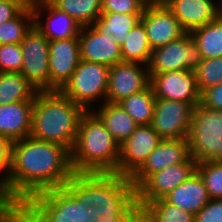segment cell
I'll list each match as a JSON object with an SVG mask.
<instances>
[{
  "label": "cell",
  "instance_id": "obj_1",
  "mask_svg": "<svg viewBox=\"0 0 222 222\" xmlns=\"http://www.w3.org/2000/svg\"><path fill=\"white\" fill-rule=\"evenodd\" d=\"M73 174L68 148L28 136L12 143L9 181L0 194L23 206L40 192L63 187Z\"/></svg>",
  "mask_w": 222,
  "mask_h": 222
},
{
  "label": "cell",
  "instance_id": "obj_2",
  "mask_svg": "<svg viewBox=\"0 0 222 222\" xmlns=\"http://www.w3.org/2000/svg\"><path fill=\"white\" fill-rule=\"evenodd\" d=\"M63 187L92 207L94 222L120 218L136 203L131 179L115 173H74Z\"/></svg>",
  "mask_w": 222,
  "mask_h": 222
},
{
  "label": "cell",
  "instance_id": "obj_3",
  "mask_svg": "<svg viewBox=\"0 0 222 222\" xmlns=\"http://www.w3.org/2000/svg\"><path fill=\"white\" fill-rule=\"evenodd\" d=\"M86 110L59 90L37 91L34 96L30 136L72 150Z\"/></svg>",
  "mask_w": 222,
  "mask_h": 222
},
{
  "label": "cell",
  "instance_id": "obj_4",
  "mask_svg": "<svg viewBox=\"0 0 222 222\" xmlns=\"http://www.w3.org/2000/svg\"><path fill=\"white\" fill-rule=\"evenodd\" d=\"M119 151L120 145L101 119L93 111H86L71 150L74 173H114L118 167Z\"/></svg>",
  "mask_w": 222,
  "mask_h": 222
},
{
  "label": "cell",
  "instance_id": "obj_5",
  "mask_svg": "<svg viewBox=\"0 0 222 222\" xmlns=\"http://www.w3.org/2000/svg\"><path fill=\"white\" fill-rule=\"evenodd\" d=\"M21 222H94L92 207L64 188L40 192L22 206Z\"/></svg>",
  "mask_w": 222,
  "mask_h": 222
},
{
  "label": "cell",
  "instance_id": "obj_6",
  "mask_svg": "<svg viewBox=\"0 0 222 222\" xmlns=\"http://www.w3.org/2000/svg\"><path fill=\"white\" fill-rule=\"evenodd\" d=\"M190 156L196 163L222 160V111L194 108L188 135Z\"/></svg>",
  "mask_w": 222,
  "mask_h": 222
},
{
  "label": "cell",
  "instance_id": "obj_7",
  "mask_svg": "<svg viewBox=\"0 0 222 222\" xmlns=\"http://www.w3.org/2000/svg\"><path fill=\"white\" fill-rule=\"evenodd\" d=\"M109 70L107 65L80 60L60 91L86 111H92L95 103L100 106L106 102Z\"/></svg>",
  "mask_w": 222,
  "mask_h": 222
},
{
  "label": "cell",
  "instance_id": "obj_8",
  "mask_svg": "<svg viewBox=\"0 0 222 222\" xmlns=\"http://www.w3.org/2000/svg\"><path fill=\"white\" fill-rule=\"evenodd\" d=\"M203 58L190 33L152 50L147 64L149 76L171 71H194Z\"/></svg>",
  "mask_w": 222,
  "mask_h": 222
},
{
  "label": "cell",
  "instance_id": "obj_9",
  "mask_svg": "<svg viewBox=\"0 0 222 222\" xmlns=\"http://www.w3.org/2000/svg\"><path fill=\"white\" fill-rule=\"evenodd\" d=\"M49 42L34 25L20 43L23 61L20 73L37 91H50Z\"/></svg>",
  "mask_w": 222,
  "mask_h": 222
},
{
  "label": "cell",
  "instance_id": "obj_10",
  "mask_svg": "<svg viewBox=\"0 0 222 222\" xmlns=\"http://www.w3.org/2000/svg\"><path fill=\"white\" fill-rule=\"evenodd\" d=\"M194 108L191 103L156 98L150 126L162 139H187Z\"/></svg>",
  "mask_w": 222,
  "mask_h": 222
},
{
  "label": "cell",
  "instance_id": "obj_11",
  "mask_svg": "<svg viewBox=\"0 0 222 222\" xmlns=\"http://www.w3.org/2000/svg\"><path fill=\"white\" fill-rule=\"evenodd\" d=\"M196 166V161L190 156L183 163L171 165L151 174L136 189V202L143 207L147 202L165 198L196 172Z\"/></svg>",
  "mask_w": 222,
  "mask_h": 222
},
{
  "label": "cell",
  "instance_id": "obj_12",
  "mask_svg": "<svg viewBox=\"0 0 222 222\" xmlns=\"http://www.w3.org/2000/svg\"><path fill=\"white\" fill-rule=\"evenodd\" d=\"M161 139L150 125H138L129 138L120 145L118 167L114 173L131 178L142 167Z\"/></svg>",
  "mask_w": 222,
  "mask_h": 222
},
{
  "label": "cell",
  "instance_id": "obj_13",
  "mask_svg": "<svg viewBox=\"0 0 222 222\" xmlns=\"http://www.w3.org/2000/svg\"><path fill=\"white\" fill-rule=\"evenodd\" d=\"M150 86L158 99L191 103L194 107L200 103L201 92L192 71L153 74L150 76Z\"/></svg>",
  "mask_w": 222,
  "mask_h": 222
},
{
  "label": "cell",
  "instance_id": "obj_14",
  "mask_svg": "<svg viewBox=\"0 0 222 222\" xmlns=\"http://www.w3.org/2000/svg\"><path fill=\"white\" fill-rule=\"evenodd\" d=\"M106 101L119 103L150 85L146 65L136 62H120L110 67Z\"/></svg>",
  "mask_w": 222,
  "mask_h": 222
},
{
  "label": "cell",
  "instance_id": "obj_15",
  "mask_svg": "<svg viewBox=\"0 0 222 222\" xmlns=\"http://www.w3.org/2000/svg\"><path fill=\"white\" fill-rule=\"evenodd\" d=\"M30 3L34 12V25L49 41L79 36L82 29L79 22L57 8L50 0H36Z\"/></svg>",
  "mask_w": 222,
  "mask_h": 222
},
{
  "label": "cell",
  "instance_id": "obj_16",
  "mask_svg": "<svg viewBox=\"0 0 222 222\" xmlns=\"http://www.w3.org/2000/svg\"><path fill=\"white\" fill-rule=\"evenodd\" d=\"M48 56L50 91H60L81 60L78 37L50 41Z\"/></svg>",
  "mask_w": 222,
  "mask_h": 222
},
{
  "label": "cell",
  "instance_id": "obj_17",
  "mask_svg": "<svg viewBox=\"0 0 222 222\" xmlns=\"http://www.w3.org/2000/svg\"><path fill=\"white\" fill-rule=\"evenodd\" d=\"M190 157L188 139H161L142 167L130 178L137 189L151 174L185 162Z\"/></svg>",
  "mask_w": 222,
  "mask_h": 222
},
{
  "label": "cell",
  "instance_id": "obj_18",
  "mask_svg": "<svg viewBox=\"0 0 222 222\" xmlns=\"http://www.w3.org/2000/svg\"><path fill=\"white\" fill-rule=\"evenodd\" d=\"M78 39L81 60L108 67L123 62L121 45L114 41L112 34L100 33L90 25L82 27Z\"/></svg>",
  "mask_w": 222,
  "mask_h": 222
},
{
  "label": "cell",
  "instance_id": "obj_19",
  "mask_svg": "<svg viewBox=\"0 0 222 222\" xmlns=\"http://www.w3.org/2000/svg\"><path fill=\"white\" fill-rule=\"evenodd\" d=\"M152 50L179 39L186 32L167 6L145 7L140 18Z\"/></svg>",
  "mask_w": 222,
  "mask_h": 222
},
{
  "label": "cell",
  "instance_id": "obj_20",
  "mask_svg": "<svg viewBox=\"0 0 222 222\" xmlns=\"http://www.w3.org/2000/svg\"><path fill=\"white\" fill-rule=\"evenodd\" d=\"M186 33L200 28L219 17L216 0H172L167 6Z\"/></svg>",
  "mask_w": 222,
  "mask_h": 222
},
{
  "label": "cell",
  "instance_id": "obj_21",
  "mask_svg": "<svg viewBox=\"0 0 222 222\" xmlns=\"http://www.w3.org/2000/svg\"><path fill=\"white\" fill-rule=\"evenodd\" d=\"M34 101L0 105V136L12 142L30 136Z\"/></svg>",
  "mask_w": 222,
  "mask_h": 222
},
{
  "label": "cell",
  "instance_id": "obj_22",
  "mask_svg": "<svg viewBox=\"0 0 222 222\" xmlns=\"http://www.w3.org/2000/svg\"><path fill=\"white\" fill-rule=\"evenodd\" d=\"M171 205L196 215L210 200L207 189L197 171L165 198Z\"/></svg>",
  "mask_w": 222,
  "mask_h": 222
},
{
  "label": "cell",
  "instance_id": "obj_23",
  "mask_svg": "<svg viewBox=\"0 0 222 222\" xmlns=\"http://www.w3.org/2000/svg\"><path fill=\"white\" fill-rule=\"evenodd\" d=\"M96 107L92 111L101 119L105 128L119 145L126 141L138 127V124L119 103L106 101L104 104Z\"/></svg>",
  "mask_w": 222,
  "mask_h": 222
},
{
  "label": "cell",
  "instance_id": "obj_24",
  "mask_svg": "<svg viewBox=\"0 0 222 222\" xmlns=\"http://www.w3.org/2000/svg\"><path fill=\"white\" fill-rule=\"evenodd\" d=\"M37 90L21 73L0 72V105L34 101Z\"/></svg>",
  "mask_w": 222,
  "mask_h": 222
},
{
  "label": "cell",
  "instance_id": "obj_25",
  "mask_svg": "<svg viewBox=\"0 0 222 222\" xmlns=\"http://www.w3.org/2000/svg\"><path fill=\"white\" fill-rule=\"evenodd\" d=\"M121 52L123 62H136L147 66L152 49L141 21L124 38V42L121 44Z\"/></svg>",
  "mask_w": 222,
  "mask_h": 222
},
{
  "label": "cell",
  "instance_id": "obj_26",
  "mask_svg": "<svg viewBox=\"0 0 222 222\" xmlns=\"http://www.w3.org/2000/svg\"><path fill=\"white\" fill-rule=\"evenodd\" d=\"M143 13H101L92 24L100 33L112 34L118 44L124 42L130 30L140 21Z\"/></svg>",
  "mask_w": 222,
  "mask_h": 222
},
{
  "label": "cell",
  "instance_id": "obj_27",
  "mask_svg": "<svg viewBox=\"0 0 222 222\" xmlns=\"http://www.w3.org/2000/svg\"><path fill=\"white\" fill-rule=\"evenodd\" d=\"M201 51L203 59L222 56V17L190 32Z\"/></svg>",
  "mask_w": 222,
  "mask_h": 222
},
{
  "label": "cell",
  "instance_id": "obj_28",
  "mask_svg": "<svg viewBox=\"0 0 222 222\" xmlns=\"http://www.w3.org/2000/svg\"><path fill=\"white\" fill-rule=\"evenodd\" d=\"M156 97L149 85L145 90L132 94L119 102L138 125H150L155 110Z\"/></svg>",
  "mask_w": 222,
  "mask_h": 222
},
{
  "label": "cell",
  "instance_id": "obj_29",
  "mask_svg": "<svg viewBox=\"0 0 222 222\" xmlns=\"http://www.w3.org/2000/svg\"><path fill=\"white\" fill-rule=\"evenodd\" d=\"M57 8L74 18L79 24L90 26L101 15V0H50Z\"/></svg>",
  "mask_w": 222,
  "mask_h": 222
},
{
  "label": "cell",
  "instance_id": "obj_30",
  "mask_svg": "<svg viewBox=\"0 0 222 222\" xmlns=\"http://www.w3.org/2000/svg\"><path fill=\"white\" fill-rule=\"evenodd\" d=\"M142 208L144 222H195L194 215L171 205L164 198L147 202Z\"/></svg>",
  "mask_w": 222,
  "mask_h": 222
},
{
  "label": "cell",
  "instance_id": "obj_31",
  "mask_svg": "<svg viewBox=\"0 0 222 222\" xmlns=\"http://www.w3.org/2000/svg\"><path fill=\"white\" fill-rule=\"evenodd\" d=\"M34 26V12L29 3L17 16L0 24V45L20 44Z\"/></svg>",
  "mask_w": 222,
  "mask_h": 222
},
{
  "label": "cell",
  "instance_id": "obj_32",
  "mask_svg": "<svg viewBox=\"0 0 222 222\" xmlns=\"http://www.w3.org/2000/svg\"><path fill=\"white\" fill-rule=\"evenodd\" d=\"M210 199H222V160L204 161L196 166Z\"/></svg>",
  "mask_w": 222,
  "mask_h": 222
},
{
  "label": "cell",
  "instance_id": "obj_33",
  "mask_svg": "<svg viewBox=\"0 0 222 222\" xmlns=\"http://www.w3.org/2000/svg\"><path fill=\"white\" fill-rule=\"evenodd\" d=\"M193 72L200 92L222 83V56L203 59Z\"/></svg>",
  "mask_w": 222,
  "mask_h": 222
},
{
  "label": "cell",
  "instance_id": "obj_34",
  "mask_svg": "<svg viewBox=\"0 0 222 222\" xmlns=\"http://www.w3.org/2000/svg\"><path fill=\"white\" fill-rule=\"evenodd\" d=\"M23 65L20 44L0 45V72L20 73Z\"/></svg>",
  "mask_w": 222,
  "mask_h": 222
},
{
  "label": "cell",
  "instance_id": "obj_35",
  "mask_svg": "<svg viewBox=\"0 0 222 222\" xmlns=\"http://www.w3.org/2000/svg\"><path fill=\"white\" fill-rule=\"evenodd\" d=\"M101 13H143L145 5L142 0H101Z\"/></svg>",
  "mask_w": 222,
  "mask_h": 222
},
{
  "label": "cell",
  "instance_id": "obj_36",
  "mask_svg": "<svg viewBox=\"0 0 222 222\" xmlns=\"http://www.w3.org/2000/svg\"><path fill=\"white\" fill-rule=\"evenodd\" d=\"M12 141L0 136V190L8 183L11 170Z\"/></svg>",
  "mask_w": 222,
  "mask_h": 222
},
{
  "label": "cell",
  "instance_id": "obj_37",
  "mask_svg": "<svg viewBox=\"0 0 222 222\" xmlns=\"http://www.w3.org/2000/svg\"><path fill=\"white\" fill-rule=\"evenodd\" d=\"M22 205L0 194V222H21Z\"/></svg>",
  "mask_w": 222,
  "mask_h": 222
},
{
  "label": "cell",
  "instance_id": "obj_38",
  "mask_svg": "<svg viewBox=\"0 0 222 222\" xmlns=\"http://www.w3.org/2000/svg\"><path fill=\"white\" fill-rule=\"evenodd\" d=\"M195 222H222V199H210L194 216Z\"/></svg>",
  "mask_w": 222,
  "mask_h": 222
},
{
  "label": "cell",
  "instance_id": "obj_39",
  "mask_svg": "<svg viewBox=\"0 0 222 222\" xmlns=\"http://www.w3.org/2000/svg\"><path fill=\"white\" fill-rule=\"evenodd\" d=\"M200 104L204 107L222 111V83L202 91Z\"/></svg>",
  "mask_w": 222,
  "mask_h": 222
},
{
  "label": "cell",
  "instance_id": "obj_40",
  "mask_svg": "<svg viewBox=\"0 0 222 222\" xmlns=\"http://www.w3.org/2000/svg\"><path fill=\"white\" fill-rule=\"evenodd\" d=\"M28 4L27 0L0 1V24L17 16Z\"/></svg>",
  "mask_w": 222,
  "mask_h": 222
},
{
  "label": "cell",
  "instance_id": "obj_41",
  "mask_svg": "<svg viewBox=\"0 0 222 222\" xmlns=\"http://www.w3.org/2000/svg\"><path fill=\"white\" fill-rule=\"evenodd\" d=\"M101 222H144L143 208L136 202L122 217Z\"/></svg>",
  "mask_w": 222,
  "mask_h": 222
},
{
  "label": "cell",
  "instance_id": "obj_42",
  "mask_svg": "<svg viewBox=\"0 0 222 222\" xmlns=\"http://www.w3.org/2000/svg\"><path fill=\"white\" fill-rule=\"evenodd\" d=\"M145 7L168 6L172 0H142Z\"/></svg>",
  "mask_w": 222,
  "mask_h": 222
},
{
  "label": "cell",
  "instance_id": "obj_43",
  "mask_svg": "<svg viewBox=\"0 0 222 222\" xmlns=\"http://www.w3.org/2000/svg\"><path fill=\"white\" fill-rule=\"evenodd\" d=\"M218 12L219 16L222 17V0L218 1Z\"/></svg>",
  "mask_w": 222,
  "mask_h": 222
}]
</instances>
